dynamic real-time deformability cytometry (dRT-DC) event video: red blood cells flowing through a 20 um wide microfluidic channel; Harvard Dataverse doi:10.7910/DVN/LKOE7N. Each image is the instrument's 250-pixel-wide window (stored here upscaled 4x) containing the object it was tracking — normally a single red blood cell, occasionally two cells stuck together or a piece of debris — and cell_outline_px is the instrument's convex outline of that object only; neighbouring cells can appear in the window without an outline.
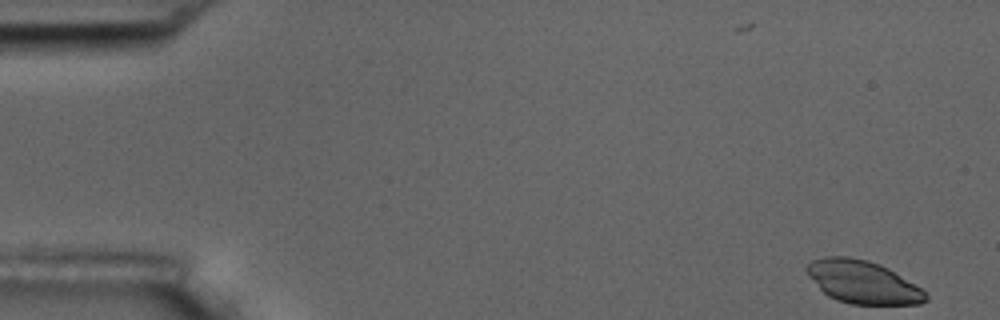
{"species": "common noctule bat (a hibernating species)", "species_latin": "Nyctalus noctula", "temperature_condition": "room temperature", "stored_images_in_passage": 3, "camera_frame_rate_fps": 3000, "um_per_image_px": 0.085, "animal": {"sex": "male", "body_mass_g": 17.5, "forearm_length_mm": 52.3}, "frame": {"image": 1, "passage_image": 3, "time_ms": 0.667, "image_size_px": [1000, 320], "cell_outline_px": [[928, 300], [920, 304], [852, 304], [836, 300], [828, 296], [808, 276], [804, 268], [812, 260], [824, 256], [848, 256], [868, 260], [880, 264], [888, 268], [920, 288], [928, 296]], "centroid_in_image_um": [73.3, 23.96], "position_along_channel_um": 11.7, "area_um2": 29.59}}